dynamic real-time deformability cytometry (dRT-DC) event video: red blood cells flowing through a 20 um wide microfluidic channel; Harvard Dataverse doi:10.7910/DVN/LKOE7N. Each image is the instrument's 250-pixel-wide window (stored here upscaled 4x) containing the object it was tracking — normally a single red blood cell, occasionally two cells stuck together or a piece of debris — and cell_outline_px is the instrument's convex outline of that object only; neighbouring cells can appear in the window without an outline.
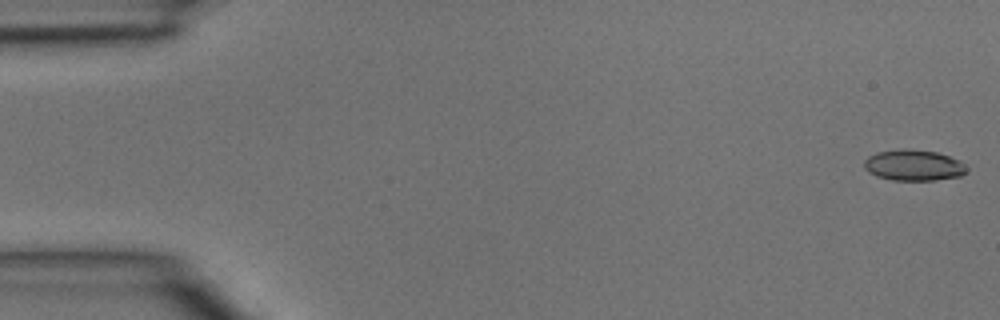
{"species": "common noctule bat (a hibernating species)", "species_latin": "Nyctalus noctula", "temperature_condition": "room temperature", "stored_images_in_passage": 5, "camera_frame_rate_fps": 3000, "um_per_image_px": 0.085, "animal": {"sex": "male", "body_mass_g": 15.6}, "frame": {"image": 1, "passage_image": 1, "time_ms": 0.0, "image_size_px": [1000, 320], "cell_outline_px": [[968, 168], [960, 176], [936, 180], [892, 180], [876, 176], [868, 172], [864, 168], [864, 160], [868, 156], [876, 152], [904, 148], [936, 152], [960, 160]], "centroid_in_image_um": [77.63, 14.04], "position_along_channel_um": 7.4, "area_um2": 18.55}}
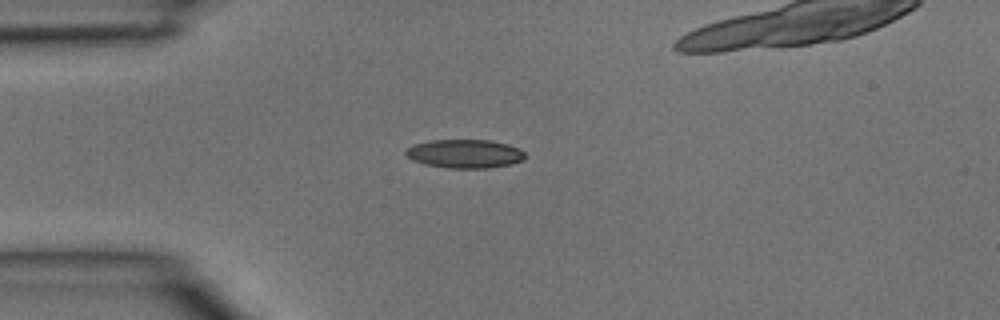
{"frame": {"image": 2, "passage_image": 4, "time_ms": 1.0, "image_size_px": [1000, 320], "cell_outline_px": [[524, 160], [512, 164], [488, 168], [448, 168], [424, 164], [412, 160], [404, 152], [412, 144], [432, 140], [492, 140], [508, 144], [520, 148], [524, 152]], "centroid_in_image_um": [39.52, 13.06], "position_along_channel_um": 45.5, "area_um2": 20.06}}